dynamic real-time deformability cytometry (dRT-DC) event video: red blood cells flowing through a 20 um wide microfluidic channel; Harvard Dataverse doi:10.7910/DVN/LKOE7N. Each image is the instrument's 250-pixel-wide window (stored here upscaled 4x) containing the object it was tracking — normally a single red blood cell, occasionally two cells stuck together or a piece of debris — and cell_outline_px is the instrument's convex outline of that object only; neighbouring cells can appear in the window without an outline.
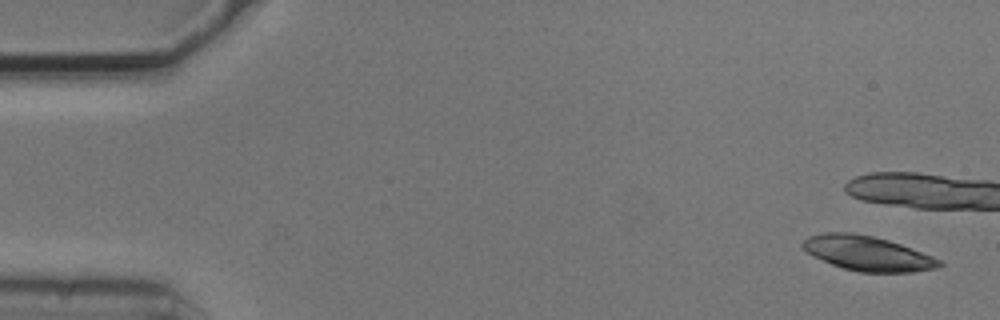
{"species": "common noctule bat (a hibernating species)", "species_latin": "Nyctalus noctula", "temperature_condition": "cold", "stored_images_in_passage": 5, "camera_frame_rate_fps": 3000, "um_per_image_px": 0.085, "animal": {"sex": "male", "body_mass_g": 20.5, "forearm_length_mm": 52.5}, "frame": {"image": 1, "passage_image": 1, "time_ms": 0.0, "image_size_px": [1000, 320], "cell_outline_px": [[944, 264], [936, 268], [912, 272], [856, 272], [832, 264], [812, 256], [800, 244], [808, 236], [824, 232], [852, 232], [872, 236], [888, 240], [912, 248], [932, 256], [940, 260]], "centroid_in_image_um": [73.72, 21.53], "position_along_channel_um": 11.3, "area_um2": 27.57}}